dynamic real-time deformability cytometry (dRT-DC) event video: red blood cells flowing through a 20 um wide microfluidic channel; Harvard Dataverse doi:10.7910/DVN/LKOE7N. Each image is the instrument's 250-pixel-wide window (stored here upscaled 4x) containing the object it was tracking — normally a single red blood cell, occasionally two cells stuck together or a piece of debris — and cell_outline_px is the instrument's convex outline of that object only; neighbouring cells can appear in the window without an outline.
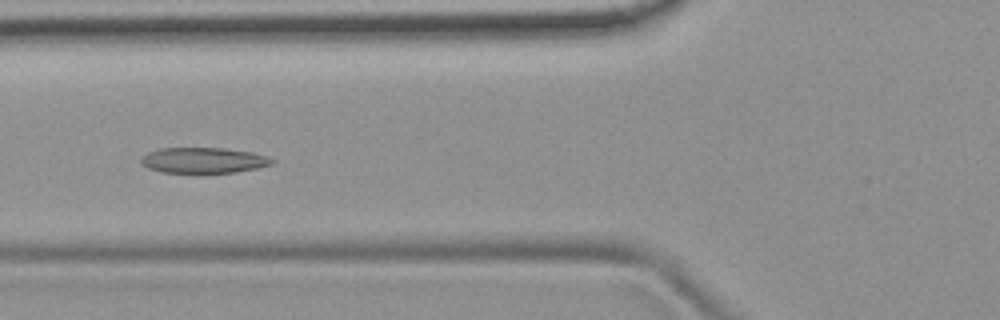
{"species": "common noctule bat (a hibernating species)", "species_latin": "Nyctalus noctula", "temperature_condition": "room temperature", "stored_images_in_passage": 6, "camera_frame_rate_fps": 3000, "um_per_image_px": 0.085, "animal": {"sex": "female", "body_mass_g": 19.9}, "frame": {"image": 1, "passage_image": 4, "time_ms": 4.333, "image_size_px": [1000, 320], "cell_outline_px": [[276, 160], [272, 164], [256, 168], [236, 172], [200, 176], [164, 172], [148, 168], [140, 164], [140, 160], [148, 152], [160, 148], [224, 148], [252, 152], [268, 156]], "centroid_in_image_um": [17.3, 13.67], "position_along_channel_um": 108.5, "area_um2": 20.46}}
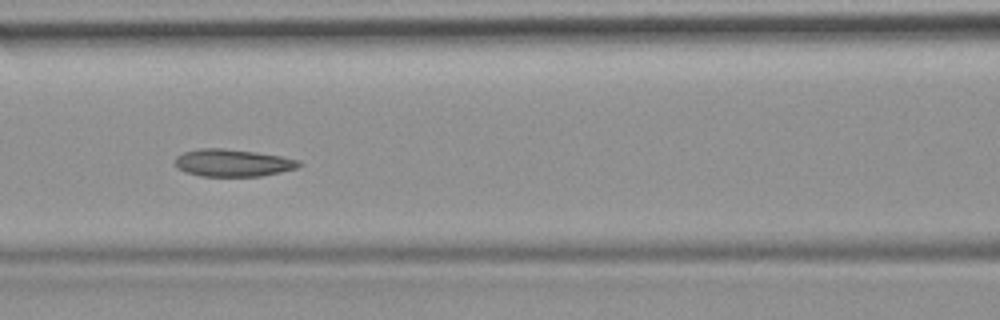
{"frame": {"image": 2, "passage_image": 5, "time_ms": 5.333, "image_size_px": [1000, 320], "cell_outline_px": [[304, 164], [296, 168], [280, 172], [260, 176], [200, 176], [176, 168], [176, 156], [184, 152], [200, 148], [224, 148], [256, 152], [280, 156], [300, 160]], "centroid_in_image_um": [19.8, 13.84], "position_along_channel_um": 146.8, "area_um2": 19.71}}
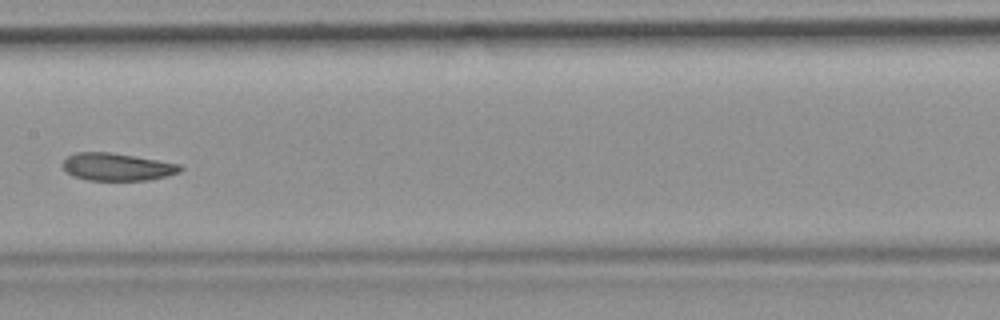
{"frame": {"image": 3, "passage_image": 6, "time_ms": 6.667, "image_size_px": [1000, 320], "cell_outline_px": [[184, 168], [180, 172], [168, 176], [148, 180], [88, 180], [72, 176], [64, 168], [64, 160], [68, 156], [76, 152], [108, 152], [136, 156], [180, 164]], "centroid_in_image_um": [9.99, 14.18], "position_along_channel_um": 197.4, "area_um2": 18.84}}